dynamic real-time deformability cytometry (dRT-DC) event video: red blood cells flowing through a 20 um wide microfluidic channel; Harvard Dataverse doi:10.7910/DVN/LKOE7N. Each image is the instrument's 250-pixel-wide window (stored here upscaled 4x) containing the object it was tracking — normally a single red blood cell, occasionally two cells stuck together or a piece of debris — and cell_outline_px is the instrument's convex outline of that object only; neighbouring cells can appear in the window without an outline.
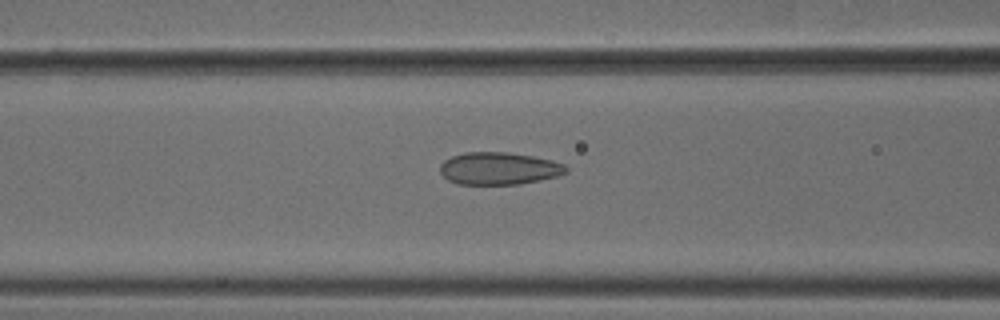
{"species": "common noctule bat (a hibernating species)", "species_latin": "Nyctalus noctula", "temperature_condition": "cold", "stored_images_in_passage": 53, "camera_frame_rate_fps": 3000, "um_per_image_px": 0.085, "animal": {"sex": "male", "body_mass_g": 18.8}, "frame": {"image": 1, "passage_image": 22, "time_ms": 7.0, "image_size_px": [1000, 320], "cell_outline_px": [[568, 172], [556, 176], [540, 180], [520, 184], [456, 184], [448, 180], [440, 172], [440, 164], [444, 160], [452, 156], [464, 152], [508, 152], [532, 156], [552, 160], [564, 164], [568, 168]], "centroid_in_image_um": [42.4, 14.31], "position_along_channel_um": 124.2, "area_um2": 23.87}}
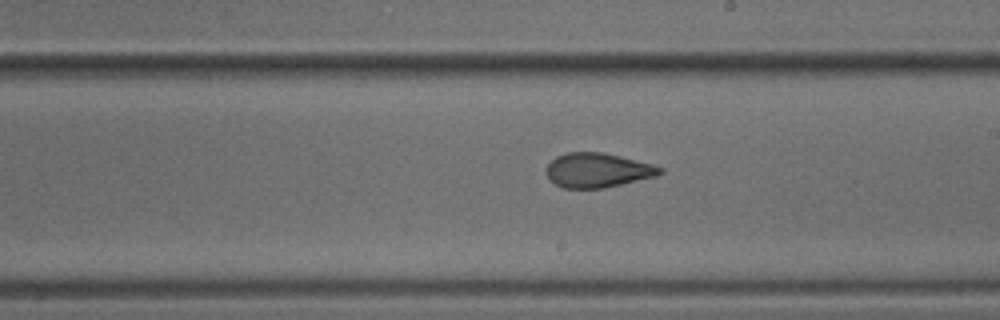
{"frame": {"image": 2, "passage_image": 31, "time_ms": 10.0, "image_size_px": [1000, 320], "cell_outline_px": [[664, 172], [656, 176], [604, 188], [564, 188], [556, 184], [544, 172], [548, 164], [556, 156], [568, 152], [604, 152], [652, 164], [664, 168]], "centroid_in_image_um": [50.8, 14.46], "position_along_channel_um": 238.2, "area_um2": 22.77}}
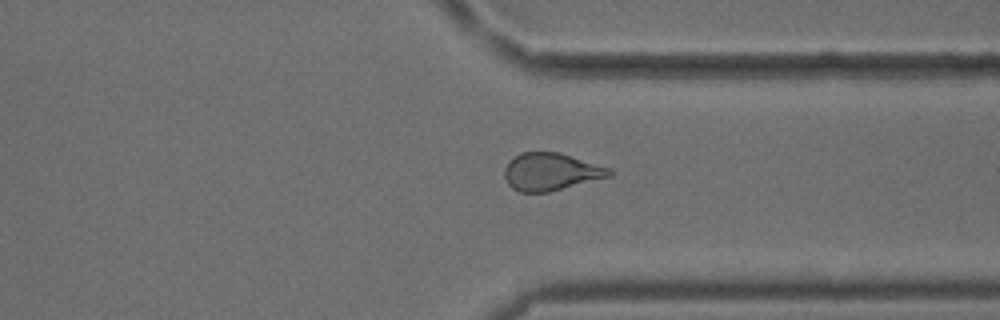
{"frame": {"image": 3, "passage_image": 41, "time_ms": 13.333, "image_size_px": [1000, 320], "cell_outline_px": [[612, 176], [548, 192], [520, 192], [512, 188], [508, 184], [504, 176], [504, 168], [508, 160], [520, 152], [560, 152], [612, 168]], "centroid_in_image_um": [46.82, 14.59], "position_along_channel_um": 364.6, "area_um2": 23.18}, "authors_computed_cell_mechanics": {"area_um2": 24.0448, "velocity_mm_per_s": 3.7965, "shape_relaxation_time_tau1_ms": 9.7371, "shape_relaxation_time_tau2_ms": 1.485, "deformation_change_tau1": 0.1722, "deformation_change_tau2": 0.0634}}